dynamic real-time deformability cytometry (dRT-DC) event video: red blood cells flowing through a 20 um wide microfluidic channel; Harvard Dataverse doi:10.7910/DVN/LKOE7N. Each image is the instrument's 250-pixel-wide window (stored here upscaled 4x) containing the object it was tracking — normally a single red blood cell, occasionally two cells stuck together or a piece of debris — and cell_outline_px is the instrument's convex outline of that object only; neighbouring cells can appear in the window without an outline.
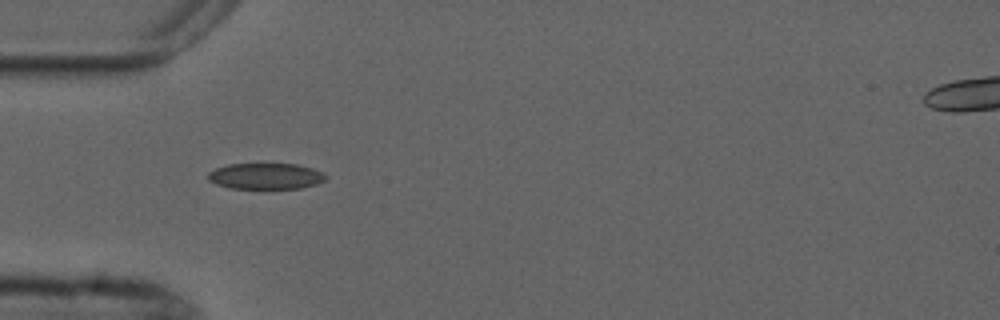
{"species": "common noctule bat (a hibernating species)", "species_latin": "Nyctalus noctula", "temperature_condition": "cold", "stored_images_in_passage": 8, "camera_frame_rate_fps": 3000, "um_per_image_px": 0.085, "animal": {"sex": "male", "forearm_length_mm": 52.5}, "frame": {"image": 1, "passage_image": 5, "time_ms": 4.667, "image_size_px": [1000, 320], "cell_outline_px": [[328, 176], [324, 180], [316, 184], [300, 188], [232, 188], [216, 184], [208, 180], [208, 172], [216, 168], [228, 164], [296, 164], [312, 168], [324, 172]], "centroid_in_image_um": [22.6, 14.96], "position_along_channel_um": 62.4, "area_um2": 17.8}}
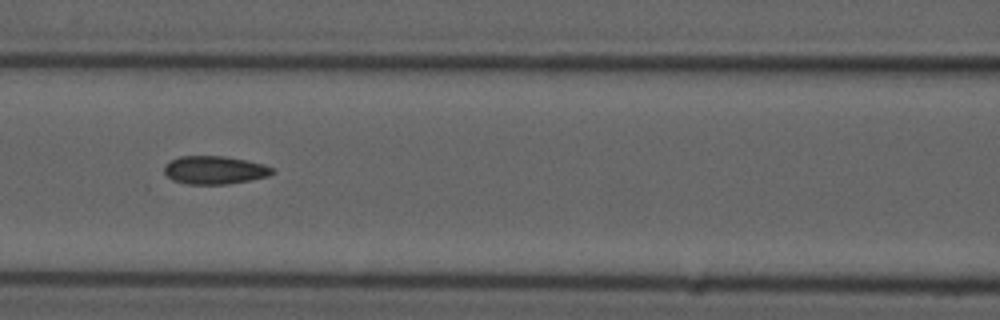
{"frame": {"image": 2, "passage_image": 7, "time_ms": 7.0, "image_size_px": [1000, 320], "cell_outline_px": [[276, 172], [268, 176], [228, 184], [188, 184], [172, 180], [164, 172], [164, 164], [168, 160], [180, 156], [224, 156], [264, 164], [276, 168]], "centroid_in_image_um": [18.24, 14.45], "position_along_channel_um": 148.4, "area_um2": 17.86}}
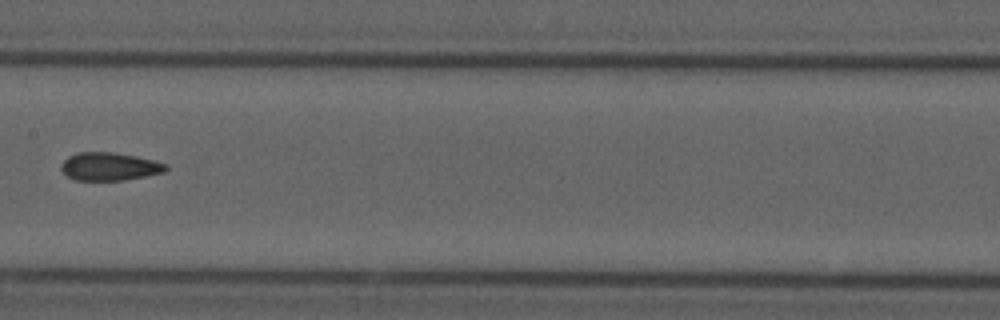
{"frame": {"image": 3, "passage_image": 8, "time_ms": 8.333, "image_size_px": [1000, 320], "cell_outline_px": [[168, 168], [164, 172], [124, 180], [76, 180], [68, 176], [60, 168], [64, 160], [68, 156], [76, 152], [112, 152], [136, 156], [156, 160], [168, 164]], "centroid_in_image_um": [9.33, 14.14], "position_along_channel_um": 198.1, "area_um2": 17.11}}